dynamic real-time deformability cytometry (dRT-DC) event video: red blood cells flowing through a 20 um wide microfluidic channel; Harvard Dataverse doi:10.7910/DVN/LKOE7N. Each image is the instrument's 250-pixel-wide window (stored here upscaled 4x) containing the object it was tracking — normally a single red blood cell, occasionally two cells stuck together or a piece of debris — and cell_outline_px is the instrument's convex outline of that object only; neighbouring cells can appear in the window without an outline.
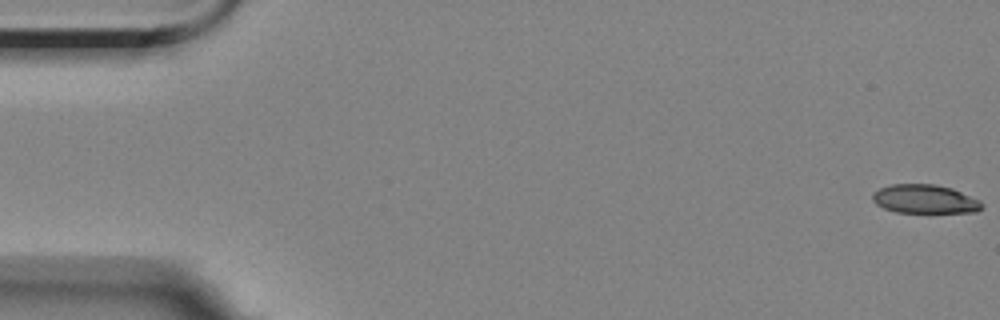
{"species": "Egyptian fruit bat (a non-hibernating species)", "species_latin": "Rousettus aegyptiacus", "temperature_condition": "room temperature", "stored_images_in_passage": 17, "camera_frame_rate_fps": 3000, "um_per_image_px": 0.085, "animal": {"sex": "female"}, "frame": {"image": 1, "passage_image": 1, "time_ms": 0.0, "image_size_px": [1000, 320], "cell_outline_px": [[984, 208], [976, 212], [896, 212], [884, 208], [876, 204], [872, 200], [872, 192], [880, 188], [892, 184], [936, 184], [952, 188], [980, 200], [984, 204]], "centroid_in_image_um": [78.62, 16.92], "position_along_channel_um": 6.4, "area_um2": 18.44}}
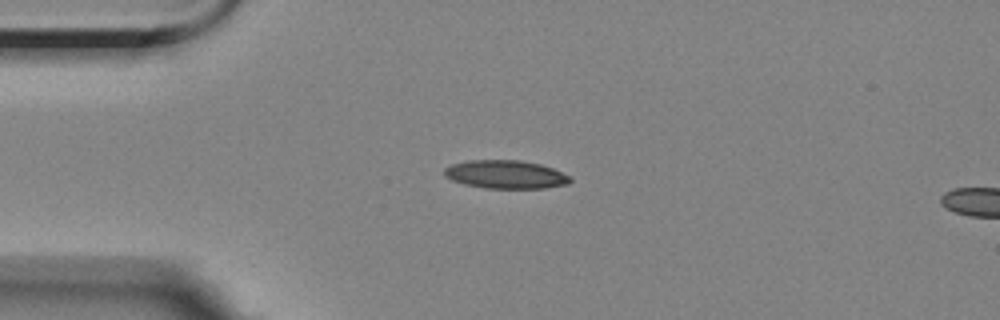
{"frame": {"image": 2, "passage_image": 14, "time_ms": 4.333, "image_size_px": [1000, 320], "cell_outline_px": [[572, 180], [568, 184], [544, 188], [484, 188], [464, 184], [452, 180], [444, 176], [444, 168], [452, 164], [468, 160], [520, 160], [540, 164], [552, 168], [572, 176]], "centroid_in_image_um": [42.99, 14.83], "position_along_channel_um": 42.0, "area_um2": 20.87}}